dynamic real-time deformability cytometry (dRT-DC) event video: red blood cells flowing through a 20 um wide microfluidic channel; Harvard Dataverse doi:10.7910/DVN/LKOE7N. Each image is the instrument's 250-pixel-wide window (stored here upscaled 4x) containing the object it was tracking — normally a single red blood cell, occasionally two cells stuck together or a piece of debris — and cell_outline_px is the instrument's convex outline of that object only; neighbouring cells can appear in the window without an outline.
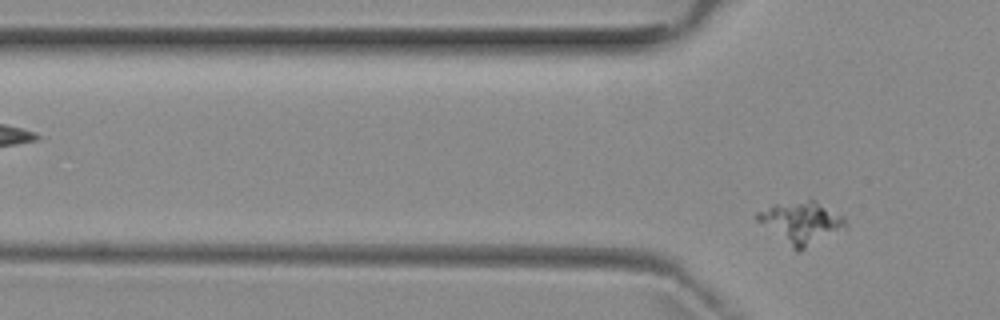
{"species": "common noctule bat (a hibernating species)", "species_latin": "Nyctalus noctula", "temperature_condition": "room temperature", "stored_images_in_passage": 2, "camera_frame_rate_fps": 3000, "um_per_image_px": 0.085, "animal": {"sex": "female", "body_mass_g": 29.2, "forearm_length_mm": 56.3}, "frame": {"image": 1, "passage_image": 2, "time_ms": 1.333, "image_size_px": [1000, 320], "cell_outline_px": [[848, 224], [844, 228], [800, 252], [796, 252], [756, 220], [756, 212], [772, 204], [808, 196], [812, 196], [844, 216]], "centroid_in_image_um": [68.11, 18.85], "position_along_channel_um": 57.7, "area_um2": 22.6}}